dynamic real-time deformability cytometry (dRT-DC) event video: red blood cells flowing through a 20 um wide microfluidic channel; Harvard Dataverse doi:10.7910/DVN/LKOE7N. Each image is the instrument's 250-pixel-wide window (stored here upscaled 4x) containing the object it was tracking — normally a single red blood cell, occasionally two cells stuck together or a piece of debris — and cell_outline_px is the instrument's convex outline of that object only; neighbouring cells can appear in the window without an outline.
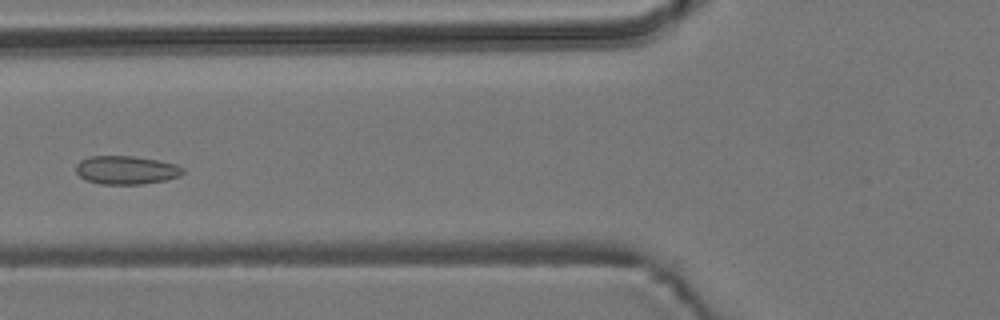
{"species": "common noctule bat (a hibernating species)", "species_latin": "Nyctalus noctula", "temperature_condition": "room temperature", "stored_images_in_passage": 4, "camera_frame_rate_fps": 3000, "um_per_image_px": 0.085, "animal": {"sex": "male", "body_mass_g": 19.2, "forearm_length_mm": 51.8}, "frame": {"image": 1, "passage_image": 4, "time_ms": 1.0, "image_size_px": [1000, 320], "cell_outline_px": [[184, 172], [180, 176], [168, 180], [144, 184], [100, 184], [88, 180], [80, 176], [76, 172], [76, 164], [80, 160], [88, 156], [136, 156], [176, 164], [184, 168]], "centroid_in_image_um": [10.75, 14.45], "position_along_channel_um": 115.1, "area_um2": 17.86}}